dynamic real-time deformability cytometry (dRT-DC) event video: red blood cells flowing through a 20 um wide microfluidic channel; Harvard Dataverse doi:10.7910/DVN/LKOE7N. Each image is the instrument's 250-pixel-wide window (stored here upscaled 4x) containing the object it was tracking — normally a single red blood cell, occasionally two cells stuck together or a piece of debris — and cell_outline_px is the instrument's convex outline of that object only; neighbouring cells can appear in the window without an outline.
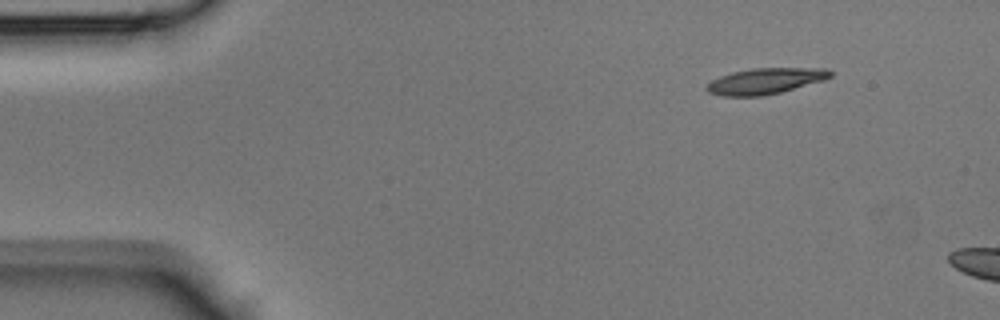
{"species": "Egyptian fruit bat (a non-hibernating species)", "species_latin": "Rousettus aegyptiacus", "temperature_condition": "room temperature", "stored_images_in_passage": 5, "camera_frame_rate_fps": 3000, "um_per_image_px": 0.085, "animal": {"sex": "male"}, "frame": {"image": 1, "passage_image": 1, "time_ms": 0.0, "image_size_px": [1000, 320], "cell_outline_px": [[832, 76], [824, 80], [780, 92], [760, 96], [720, 96], [708, 92], [704, 88], [712, 80], [720, 76], [732, 72], [752, 68], [828, 68], [832, 72]], "centroid_in_image_um": [65.04, 6.88], "position_along_channel_um": 20.0, "area_um2": 18.67}}